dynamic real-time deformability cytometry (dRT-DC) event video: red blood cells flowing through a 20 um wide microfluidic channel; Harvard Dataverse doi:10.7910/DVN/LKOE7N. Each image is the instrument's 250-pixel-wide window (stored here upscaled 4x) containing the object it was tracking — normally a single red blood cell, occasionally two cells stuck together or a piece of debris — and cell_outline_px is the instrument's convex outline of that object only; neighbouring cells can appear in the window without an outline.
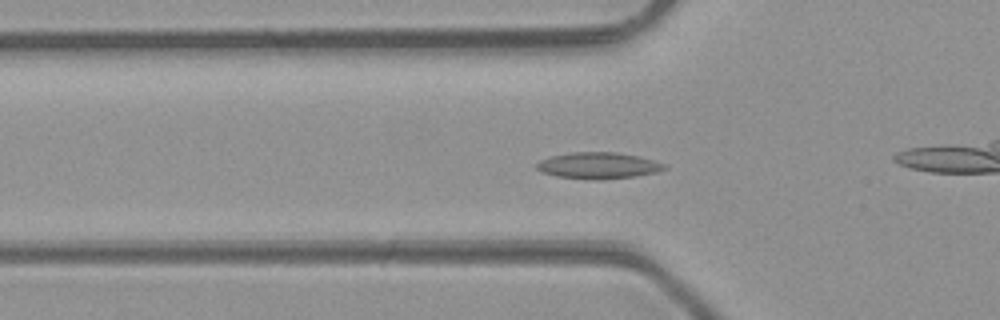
{"species": "common noctule bat (a hibernating species)", "species_latin": "Nyctalus noctula", "temperature_condition": "room temperature", "stored_images_in_passage": 49, "camera_frame_rate_fps": 3000, "um_per_image_px": 0.085, "animal": {"sex": "male", "body_mass_g": 23.1, "forearm_length_mm": 52.7}, "frame": {"image": 1, "passage_image": 16, "time_ms": 5.0, "image_size_px": [1000, 320], "cell_outline_px": [[668, 168], [656, 172], [636, 176], [600, 180], [556, 176], [540, 172], [536, 168], [536, 164], [540, 160], [552, 156], [572, 152], [616, 152], [640, 156], [668, 164]], "centroid_in_image_um": [50.89, 14.07], "position_along_channel_um": 74.9, "area_um2": 19.77}}
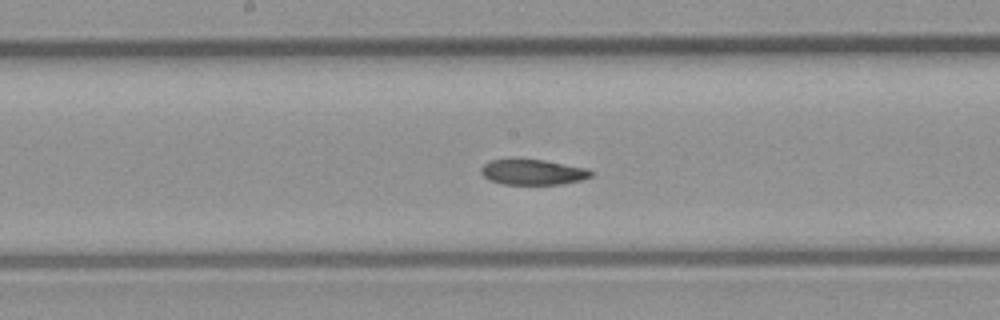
{"frame": {"image": 2, "passage_image": 25, "time_ms": 8.0, "image_size_px": [1000, 320], "cell_outline_px": [[596, 172], [592, 176], [584, 180], [560, 184], [504, 184], [488, 180], [480, 172], [480, 168], [488, 160], [544, 160], [588, 168]], "centroid_in_image_um": [45.34, 14.64], "position_along_channel_um": 202.9, "area_um2": 16.36}}
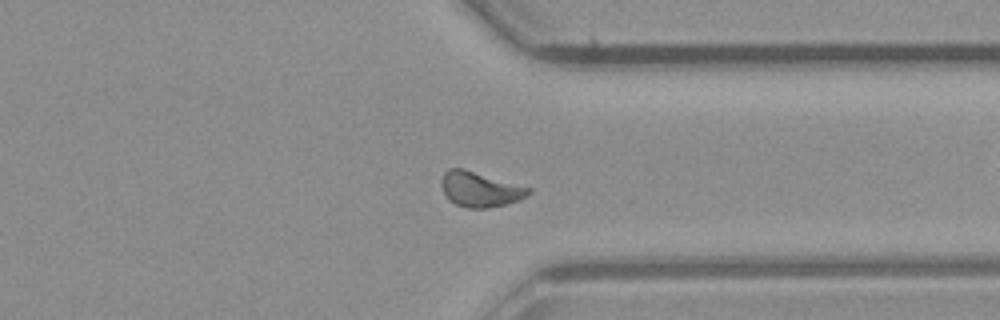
{"frame": {"image": 3, "passage_image": 37, "time_ms": 12.0, "image_size_px": [1000, 320], "cell_outline_px": [[532, 192], [528, 196], [520, 200], [508, 204], [488, 208], [468, 208], [456, 204], [448, 200], [440, 184], [440, 180], [444, 172], [448, 168], [464, 168], [532, 188]], "centroid_in_image_um": [40.82, 16.09], "position_along_channel_um": 370.6, "area_um2": 18.15}, "authors_computed_cell_mechanics": {"area_um2": 17.5134, "velocity_mm_per_s": 4.2227, "shape_relaxation_time_tau1_ms": null, "shape_relaxation_time_tau2_ms": 6.009, "deformation_change_tau1": null, "deformation_change_tau2": 0.1142}}